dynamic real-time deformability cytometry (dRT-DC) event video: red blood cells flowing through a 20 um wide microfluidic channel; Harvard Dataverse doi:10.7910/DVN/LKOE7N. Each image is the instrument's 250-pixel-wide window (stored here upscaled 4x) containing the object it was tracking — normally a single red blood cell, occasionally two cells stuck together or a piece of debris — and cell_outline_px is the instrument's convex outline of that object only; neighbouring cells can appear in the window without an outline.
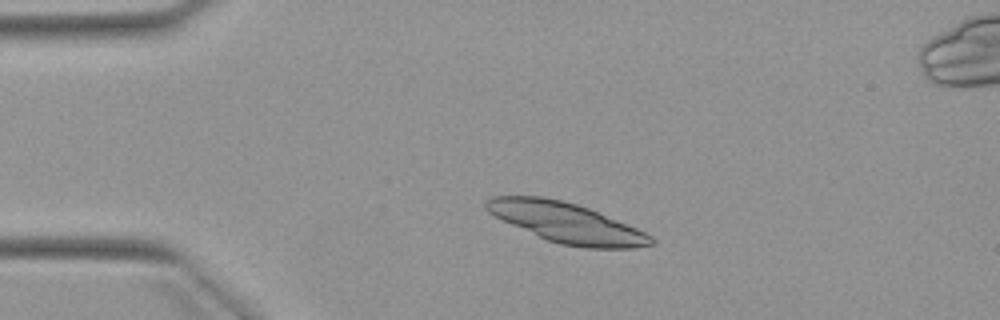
{"species": "Egyptian fruit bat (a non-hibernating species)", "species_latin": "Rousettus aegyptiacus", "temperature_condition": "warm", "stored_images_in_passage": 2, "camera_frame_rate_fps": 3000, "um_per_image_px": 0.085, "animal": {"sex": "female"}, "frame": {"image": 1, "passage_image": 1, "time_ms": 0.0, "image_size_px": [1000, 320], "cell_outline_px": [[656, 240], [652, 244], [636, 248], [584, 248], [560, 244], [548, 240], [512, 224], [488, 212], [484, 208], [484, 200], [492, 196], [544, 196], [576, 204], [588, 208], [636, 228], [652, 236]], "centroid_in_image_um": [48.14, 18.92], "position_along_channel_um": 36.9, "area_um2": 37.97}}